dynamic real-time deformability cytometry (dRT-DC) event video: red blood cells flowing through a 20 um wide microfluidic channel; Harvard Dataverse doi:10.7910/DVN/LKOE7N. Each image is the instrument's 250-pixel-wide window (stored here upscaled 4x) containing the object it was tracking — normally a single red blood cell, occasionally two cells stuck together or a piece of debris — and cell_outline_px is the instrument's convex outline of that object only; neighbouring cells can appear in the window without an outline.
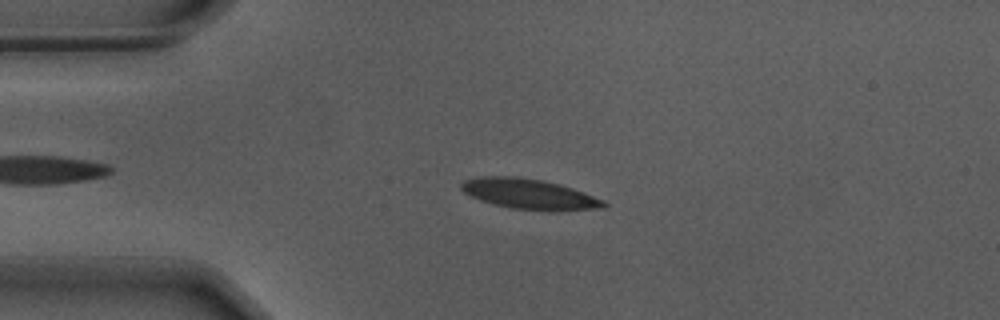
{"species": "Egyptian fruit bat (a non-hibernating species)", "species_latin": "Rousettus aegyptiacus", "temperature_condition": "warm", "stored_images_in_passage": 42, "camera_frame_rate_fps": 3000, "um_per_image_px": 0.085, "animal": {"sex": "male"}, "frame": {"image": 1, "passage_image": 11, "time_ms": 3.333, "image_size_px": [1000, 320], "cell_outline_px": [[608, 204], [604, 208], [552, 212], [548, 212], [512, 208], [492, 204], [480, 200], [464, 192], [460, 188], [460, 184], [464, 180], [480, 176], [516, 176], [540, 180], [560, 184], [572, 188], [604, 200]], "centroid_in_image_um": [45.0, 16.51], "position_along_channel_um": 40.0, "area_um2": 25.43}}
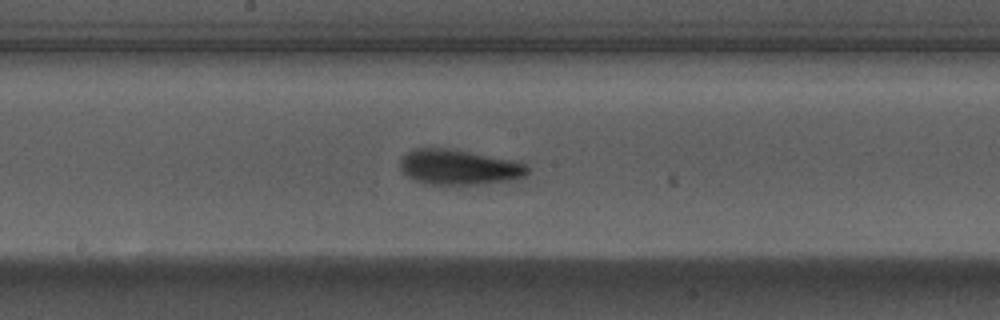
{"frame": {"image": 2, "passage_image": 27, "time_ms": 8.667, "image_size_px": [1000, 320], "cell_outline_px": [[528, 172], [524, 176], [512, 180], [480, 184], [444, 188], [412, 180], [400, 168], [400, 156], [412, 148], [444, 148], [512, 160], [524, 164], [528, 168]], "centroid_in_image_um": [38.92, 14.25], "position_along_channel_um": 209.3, "area_um2": 26.65}}
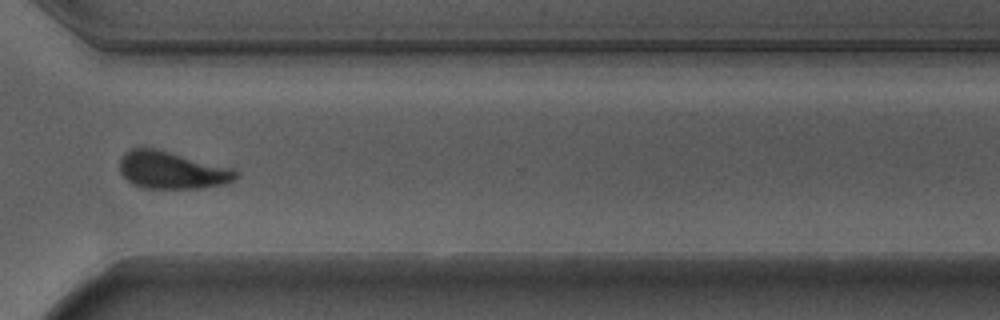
{"frame": {"image": 3, "passage_image": 39, "time_ms": 12.667, "image_size_px": [1000, 320], "cell_outline_px": [[240, 176], [236, 180], [224, 184], [200, 188], [144, 188], [132, 184], [120, 172], [120, 160], [124, 152], [132, 148], [156, 148], [236, 168], [240, 172]], "centroid_in_image_um": [14.68, 14.46], "position_along_channel_um": 355.9, "area_um2": 25.72}, "authors_computed_cell_mechanics": {"area_um2": 25.3453, "velocity_mm_per_s": 3.6676, "shape_relaxation_time_tau1_ms": 3.1265, "shape_relaxation_time_tau2_ms": 1.4504, "deformation_change_tau1": 0.1461, "deformation_change_tau2": 0.0728}}